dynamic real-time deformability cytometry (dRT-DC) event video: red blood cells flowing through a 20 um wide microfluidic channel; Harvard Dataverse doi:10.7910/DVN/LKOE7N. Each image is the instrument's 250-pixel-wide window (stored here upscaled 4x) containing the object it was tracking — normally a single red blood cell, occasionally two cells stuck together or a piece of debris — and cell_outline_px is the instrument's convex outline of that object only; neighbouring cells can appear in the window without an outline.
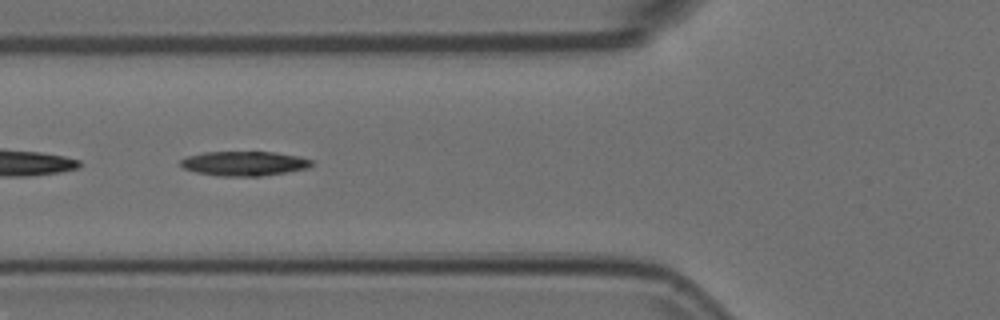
{"species": "Egyptian fruit bat (a non-hibernating species)", "species_latin": "Rousettus aegyptiacus", "temperature_condition": "room temperature", "stored_images_in_passage": 53, "segment_of_instrument_passage": [2, 2], "camera_frame_rate_fps": 3000, "um_per_image_px": 0.085, "animal": {"sex": "female"}, "frame": {"image": 1, "passage_image": 19, "time_ms": 6.0, "image_size_px": [1000, 320], "cell_outline_px": [[312, 164], [308, 168], [260, 176], [220, 176], [196, 172], [184, 168], [180, 164], [180, 160], [188, 156], [204, 152], [276, 152], [300, 156], [312, 160]], "centroid_in_image_um": [20.76, 13.89], "position_along_channel_um": 105.0, "area_um2": 18.61}}
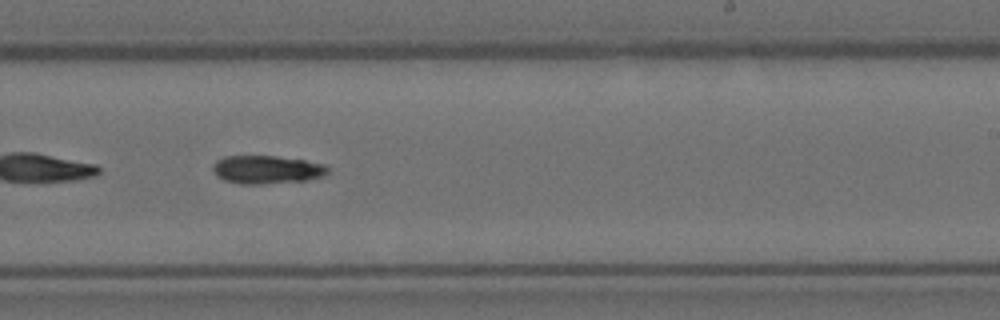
{"frame": {"image": 2, "passage_image": 32, "time_ms": 10.333, "image_size_px": [1000, 320], "cell_outline_px": [[328, 172], [324, 176], [308, 180], [260, 184], [240, 184], [224, 180], [216, 176], [212, 168], [212, 164], [216, 160], [224, 156], [276, 156], [304, 160], [324, 164], [328, 168]], "centroid_in_image_um": [22.65, 14.42], "position_along_channel_um": 266.4, "area_um2": 19.02}}
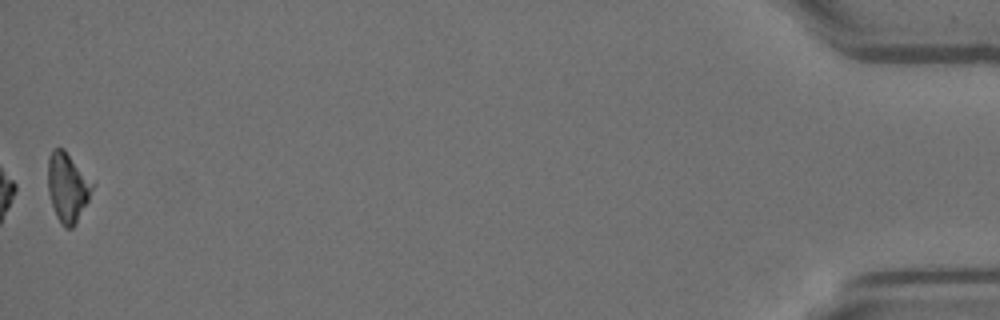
{"frame": {"image": 3, "passage_image": 53, "time_ms": 17.333, "image_size_px": [1000, 320], "cell_outline_px": [[96, 184], [76, 224], [72, 228], [64, 228], [60, 224], [56, 216], [48, 192], [48, 156], [52, 148], [64, 148]], "centroid_in_image_um": [5.75, 15.9], "position_along_channel_um": 429.4, "area_um2": 18.26}}